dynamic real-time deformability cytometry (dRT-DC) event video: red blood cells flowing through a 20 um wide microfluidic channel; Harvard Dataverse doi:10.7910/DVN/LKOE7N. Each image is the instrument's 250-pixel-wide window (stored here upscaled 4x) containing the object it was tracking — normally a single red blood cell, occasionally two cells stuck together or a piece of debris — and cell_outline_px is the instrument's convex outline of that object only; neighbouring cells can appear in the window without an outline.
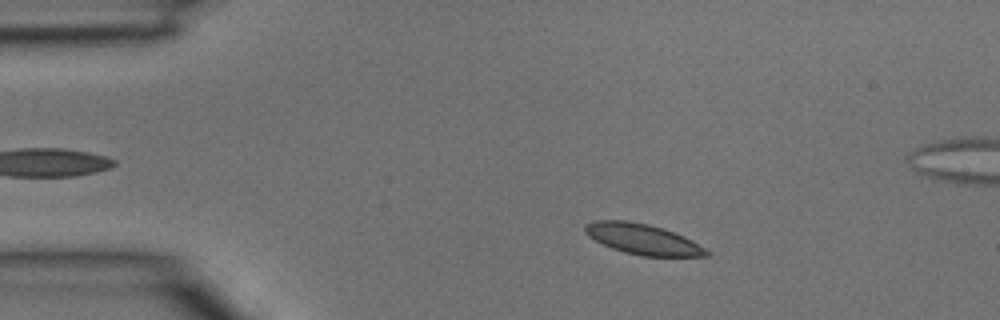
{"species": "common noctule bat (a hibernating species)", "species_latin": "Nyctalus noctula", "temperature_condition": "room temperature", "stored_images_in_passage": 39, "camera_frame_rate_fps": 3000, "um_per_image_px": 0.085, "animal": {"sex": "male", "body_mass_g": 15.6}, "frame": {"image": 1, "passage_image": 6, "time_ms": 1.667, "image_size_px": [1000, 320], "cell_outline_px": [[712, 252], [708, 256], [640, 256], [624, 252], [612, 248], [588, 236], [584, 232], [584, 224], [596, 220], [628, 220], [648, 224], [664, 228], [684, 236], [692, 240]], "centroid_in_image_um": [54.64, 20.32], "position_along_channel_um": 30.4, "area_um2": 21.73}}
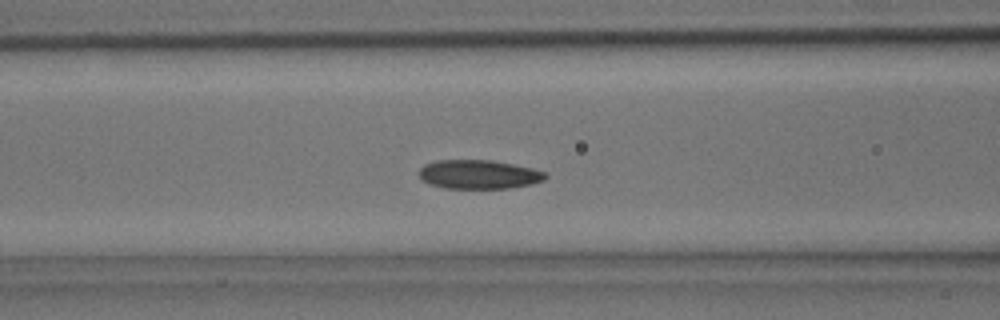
{"frame": {"image": 2, "passage_image": 15, "time_ms": 4.667, "image_size_px": [1000, 320], "cell_outline_px": [[548, 176], [544, 180], [532, 184], [508, 188], [444, 188], [428, 184], [420, 180], [420, 168], [424, 164], [436, 160], [492, 160], [532, 168], [548, 172]], "centroid_in_image_um": [40.7, 14.82], "position_along_channel_um": 125.9, "area_um2": 21.5}}
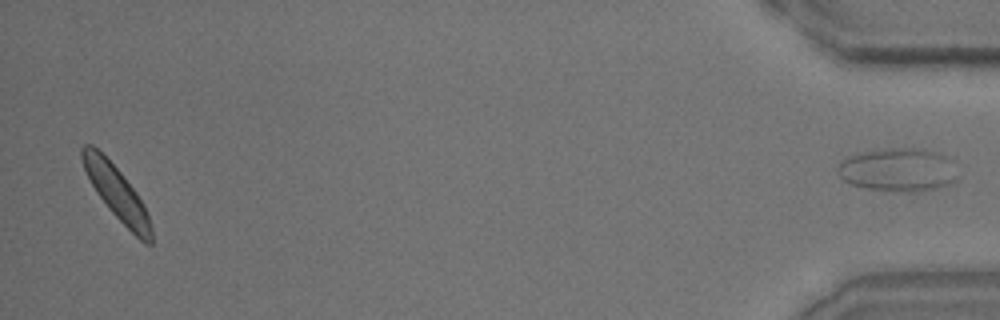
{"frame": {"image": 3, "passage_image": 39, "time_ms": 12.667, "image_size_px": [1000, 320], "cell_outline_px": [[952, 180], [936, 188], [908, 192], [868, 188], [852, 184], [844, 180], [840, 176], [836, 168], [840, 160], [856, 152], [884, 148], [924, 148], [936, 152], [944, 156]], "centroid_in_image_um": [76.12, 14.4], "position_along_channel_um": 359.1, "area_um2": 29.25}}